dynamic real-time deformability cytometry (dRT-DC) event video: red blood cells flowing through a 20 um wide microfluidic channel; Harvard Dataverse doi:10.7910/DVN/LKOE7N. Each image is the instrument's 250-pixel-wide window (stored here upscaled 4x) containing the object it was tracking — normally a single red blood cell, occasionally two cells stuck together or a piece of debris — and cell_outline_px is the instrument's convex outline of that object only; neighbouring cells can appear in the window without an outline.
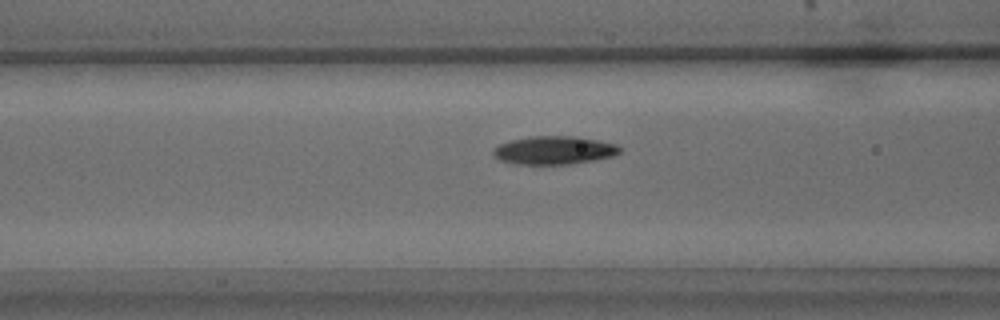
{"species": "common noctule bat (a hibernating species)", "species_latin": "Nyctalus noctula", "temperature_condition": "warm", "stored_images_in_passage": 37, "camera_frame_rate_fps": 3000, "um_per_image_px": 0.085, "animal": {"sex": "male", "body_mass_g": 15.6}, "frame": {"image": 1, "passage_image": 8, "time_ms": 2.333, "image_size_px": [1000, 320], "cell_outline_px": [[620, 152], [612, 156], [596, 160], [572, 164], [512, 164], [500, 160], [492, 156], [492, 148], [500, 144], [512, 140], [532, 136], [576, 136], [616, 144], [620, 148]], "centroid_in_image_um": [47.06, 12.78], "position_along_channel_um": 119.5, "area_um2": 20.92}}
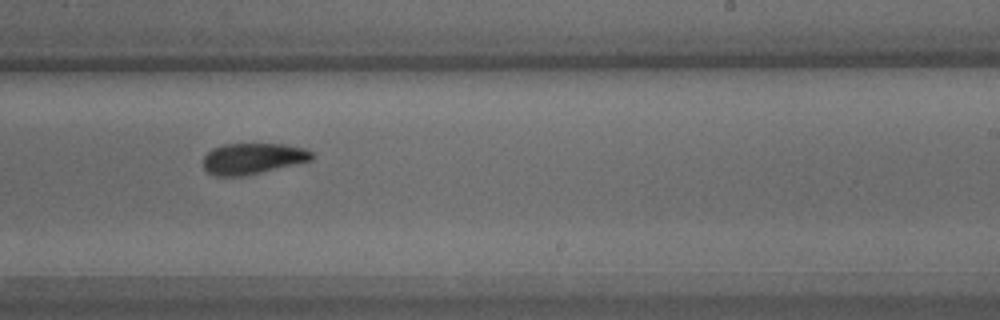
{"frame": {"image": 2, "passage_image": 20, "time_ms": 6.333, "image_size_px": [1000, 320], "cell_outline_px": [[312, 160], [260, 172], [240, 176], [216, 176], [208, 172], [204, 168], [204, 156], [212, 148], [224, 144], [284, 144], [304, 148], [312, 152]], "centroid_in_image_um": [21.46, 13.47], "position_along_channel_um": 267.5, "area_um2": 19.36}}
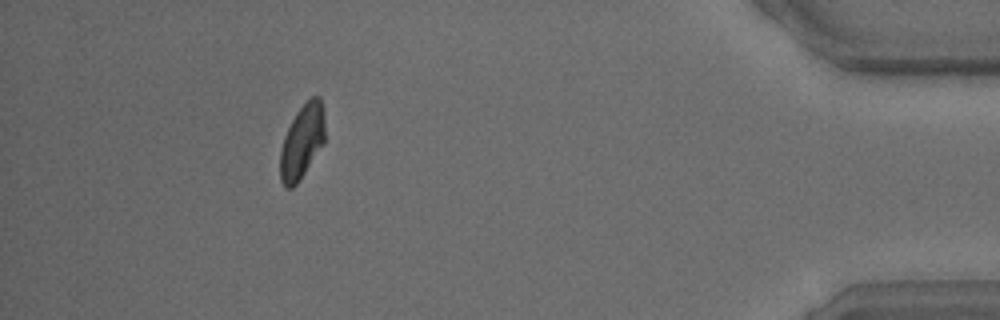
{"frame": {"image": 3, "passage_image": 36, "time_ms": 11.667, "image_size_px": [1000, 320], "cell_outline_px": [[324, 144], [300, 180], [292, 188], [284, 188], [280, 180], [280, 148], [284, 136], [296, 112], [312, 96], [320, 96], [324, 120]], "centroid_in_image_um": [25.66, 12.08], "position_along_channel_um": 409.5, "area_um2": 19.36}}